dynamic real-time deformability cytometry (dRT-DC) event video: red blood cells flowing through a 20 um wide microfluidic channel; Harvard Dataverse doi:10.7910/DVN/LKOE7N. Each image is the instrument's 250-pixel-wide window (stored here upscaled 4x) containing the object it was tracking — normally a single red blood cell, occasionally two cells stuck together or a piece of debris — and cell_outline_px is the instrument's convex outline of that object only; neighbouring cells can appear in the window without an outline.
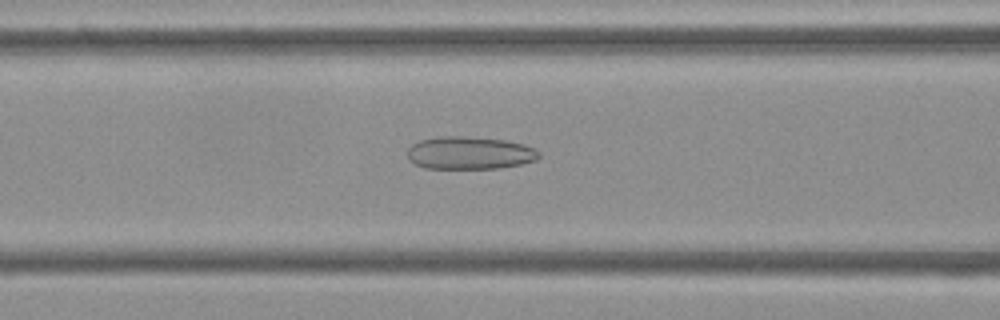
{"species": "Egyptian fruit bat (a non-hibernating species)", "species_latin": "Rousettus aegyptiacus", "temperature_condition": "cold", "stored_images_in_passage": 53, "camera_frame_rate_fps": 3000, "um_per_image_px": 0.085, "frame": {"image": 1, "passage_image": 21, "time_ms": 6.667, "image_size_px": [1000, 320], "cell_outline_px": [[540, 156], [536, 160], [520, 164], [500, 168], [424, 168], [408, 160], [408, 148], [412, 144], [420, 140], [440, 136], [460, 136], [504, 140], [524, 144], [536, 148], [540, 152]], "centroid_in_image_um": [39.93, 13.0], "position_along_channel_um": 126.7, "area_um2": 25.09}}
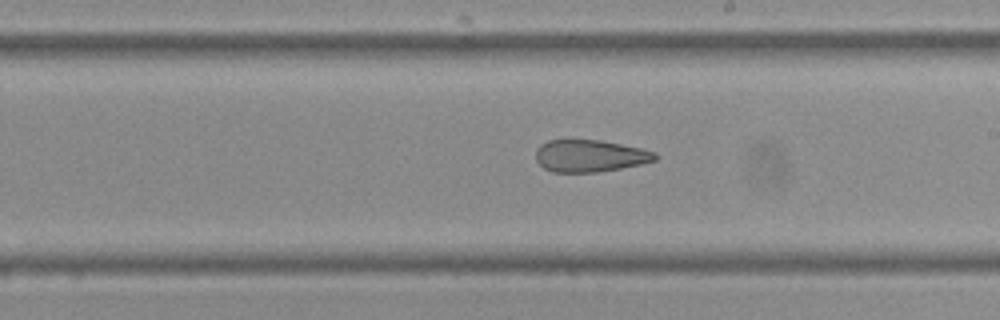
{"frame": {"image": 2, "passage_image": 30, "time_ms": 9.667, "image_size_px": [1000, 320], "cell_outline_px": [[660, 156], [656, 160], [640, 164], [620, 168], [596, 172], [552, 172], [544, 168], [536, 160], [536, 148], [540, 144], [548, 140], [600, 140], [640, 148], [656, 152]], "centroid_in_image_um": [50.14, 13.24], "position_along_channel_um": 238.9, "area_um2": 22.31}}
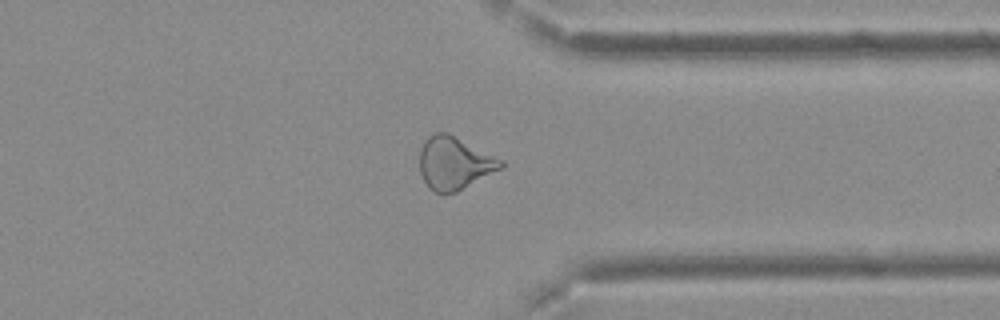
{"frame": {"image": 3, "passage_image": 41, "time_ms": 13.333, "image_size_px": [1000, 320], "cell_outline_px": [[504, 168], [456, 192], [436, 192], [428, 188], [420, 172], [420, 152], [424, 140], [428, 136], [436, 132], [448, 132], [504, 160]], "centroid_in_image_um": [38.65, 13.85], "position_along_channel_um": 372.8, "area_um2": 25.09}, "authors_computed_cell_mechanics": {"area_um2": 26.7614, "velocity_mm_per_s": 3.7379, "shape_relaxation_time_tau1_ms": null, "shape_relaxation_time_tau2_ms": 3.3311, "deformation_change_tau1": null, "deformation_change_tau2": 0.1202}}